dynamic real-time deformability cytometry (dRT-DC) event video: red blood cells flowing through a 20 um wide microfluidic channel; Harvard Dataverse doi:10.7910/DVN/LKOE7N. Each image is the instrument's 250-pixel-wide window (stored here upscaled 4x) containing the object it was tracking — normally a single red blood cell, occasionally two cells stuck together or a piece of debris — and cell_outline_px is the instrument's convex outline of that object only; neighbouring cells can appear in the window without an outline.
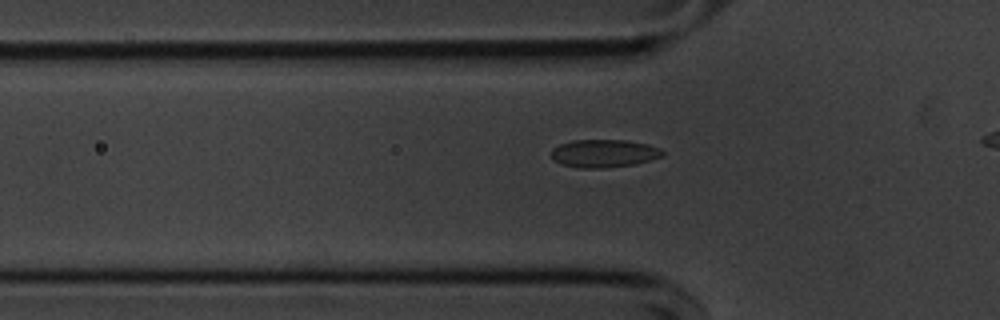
{"species": "common noctule bat (a hibernating species)", "species_latin": "Nyctalus noctula", "temperature_condition": "cold", "stored_images_in_passage": 41, "segment_of_instrument_passage": [1, 2], "camera_frame_rate_fps": 3000, "um_per_image_px": 0.085, "animal": {"sex": "male", "body_mass_g": 20.1, "forearm_length_mm": 53.5}, "frame": {"image": 1, "passage_image": 14, "time_ms": 4.333, "image_size_px": [1000, 320], "cell_outline_px": [[664, 156], [636, 164], [604, 168], [580, 168], [560, 164], [552, 160], [552, 148], [560, 144], [572, 140], [628, 140], [648, 144], [660, 148], [664, 152]], "centroid_in_image_um": [51.34, 13.04], "position_along_channel_um": 74.5, "area_um2": 18.32}}
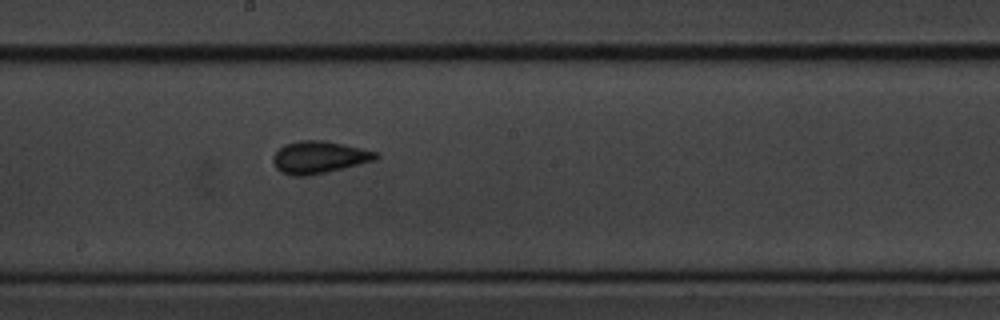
{"frame": {"image": 2, "passage_image": 26, "time_ms": 8.333, "image_size_px": [1000, 320], "cell_outline_px": [[380, 156], [376, 160], [308, 176], [292, 176], [280, 172], [276, 168], [272, 160], [272, 156], [284, 144], [300, 140], [324, 140], [344, 144], [380, 152]], "centroid_in_image_um": [27.13, 13.36], "position_along_channel_um": 221.1, "area_um2": 19.48}}
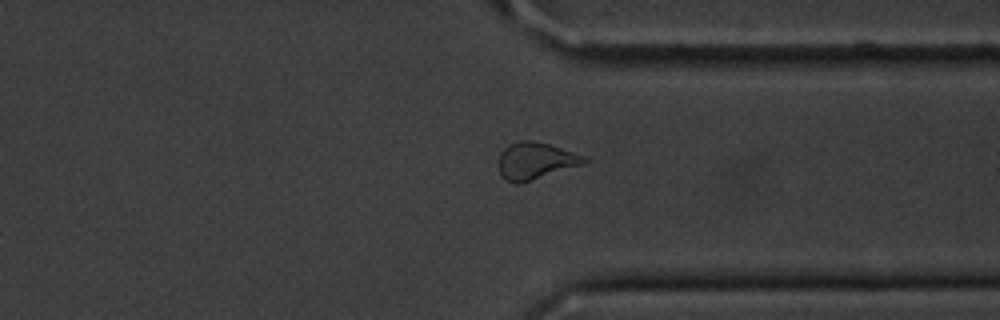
{"frame": {"image": 3, "passage_image": 38, "time_ms": 12.333, "image_size_px": [1000, 320], "cell_outline_px": [[592, 160], [584, 164], [520, 184], [516, 184], [504, 180], [500, 172], [500, 152], [508, 144], [520, 140], [532, 140], [548, 144], [588, 156]], "centroid_in_image_um": [45.57, 13.67], "position_along_channel_um": 365.8, "area_um2": 18.67}}